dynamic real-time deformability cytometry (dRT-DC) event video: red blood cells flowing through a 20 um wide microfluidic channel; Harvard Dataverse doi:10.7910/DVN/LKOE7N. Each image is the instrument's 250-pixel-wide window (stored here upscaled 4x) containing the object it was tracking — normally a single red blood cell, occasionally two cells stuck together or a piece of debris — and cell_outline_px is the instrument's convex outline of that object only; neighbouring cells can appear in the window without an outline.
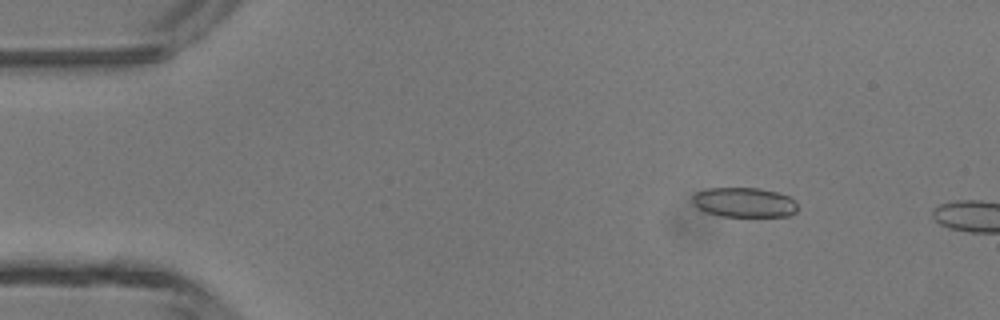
{"species": "common noctule bat (a hibernating species)", "species_latin": "Nyctalus noctula", "temperature_condition": "room temperature", "stored_images_in_passage": 5, "camera_frame_rate_fps": 3000, "um_per_image_px": 0.085, "animal": {"sex": "male", "body_mass_g": 13.3}, "frame": {"image": 1, "passage_image": 2, "time_ms": 0.333, "image_size_px": [1000, 320], "cell_outline_px": [[796, 212], [788, 216], [720, 216], [704, 212], [692, 200], [692, 196], [696, 192], [708, 188], [760, 188], [776, 192], [788, 196], [796, 200]], "centroid_in_image_um": [63.27, 17.2], "position_along_channel_um": 21.7, "area_um2": 18.15}}